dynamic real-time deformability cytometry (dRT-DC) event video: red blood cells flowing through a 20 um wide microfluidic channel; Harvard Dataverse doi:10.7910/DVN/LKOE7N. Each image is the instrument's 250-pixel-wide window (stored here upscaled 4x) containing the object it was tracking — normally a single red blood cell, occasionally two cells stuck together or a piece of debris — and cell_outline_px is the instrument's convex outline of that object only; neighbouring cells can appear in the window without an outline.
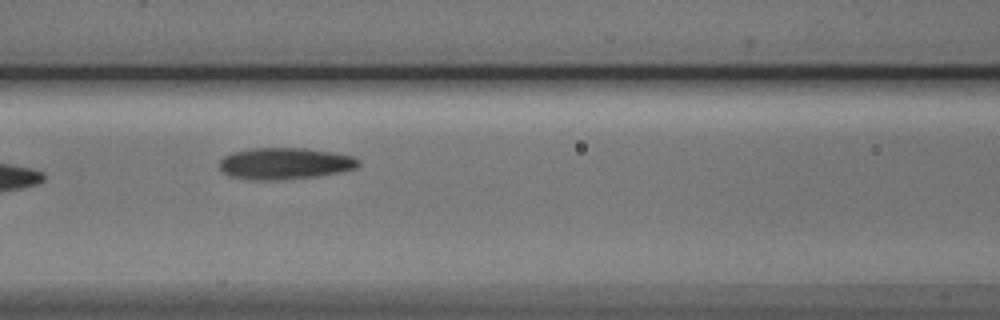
{"species": "Egyptian fruit bat (a non-hibernating species)", "species_latin": "Rousettus aegyptiacus", "temperature_condition": "cold", "stored_images_in_passage": 6, "segment_of_instrument_passage": [1, 2], "camera_frame_rate_fps": 3000, "um_per_image_px": 0.085, "animal": {"sex": "male"}, "frame": {"image": 1, "passage_image": 4, "time_ms": 4.667, "image_size_px": [1000, 320], "cell_outline_px": [[360, 164], [356, 168], [340, 172], [316, 176], [276, 180], [256, 180], [228, 176], [220, 168], [220, 160], [224, 156], [232, 152], [252, 148], [304, 148], [332, 152], [352, 156], [360, 160]], "centroid_in_image_um": [24.21, 13.89], "position_along_channel_um": 142.4, "area_um2": 25.55}}
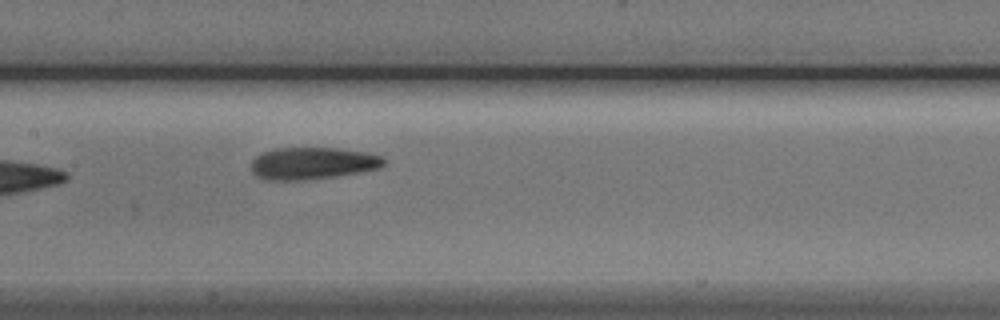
{"frame": {"image": 2, "passage_image": 5, "time_ms": 5.667, "image_size_px": [1000, 320], "cell_outline_px": [[388, 160], [380, 168], [336, 176], [304, 180], [268, 180], [256, 176], [252, 172], [252, 160], [256, 156], [264, 152], [276, 148], [336, 148], [368, 152], [380, 156]], "centroid_in_image_um": [26.58, 13.88], "position_along_channel_um": 180.8, "area_um2": 24.8}}